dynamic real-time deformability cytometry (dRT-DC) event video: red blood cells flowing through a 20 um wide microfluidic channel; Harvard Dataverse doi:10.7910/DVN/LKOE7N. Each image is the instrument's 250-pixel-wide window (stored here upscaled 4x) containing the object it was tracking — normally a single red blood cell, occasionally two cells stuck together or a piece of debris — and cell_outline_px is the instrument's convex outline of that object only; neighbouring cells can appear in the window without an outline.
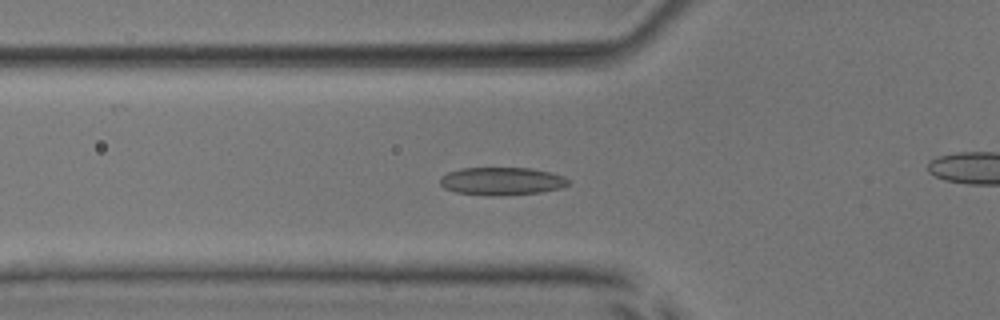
{"species": "common noctule bat (a hibernating species)", "species_latin": "Nyctalus noctula", "temperature_condition": "room temperature", "stored_images_in_passage": 42, "camera_frame_rate_fps": 3000, "um_per_image_px": 0.085, "animal": {"sex": "male", "body_mass_g": 17.9, "forearm_length_mm": 54.2}, "frame": {"image": 1, "passage_image": 8, "time_ms": 2.333, "image_size_px": [1000, 320], "cell_outline_px": [[568, 184], [560, 188], [540, 192], [504, 196], [488, 196], [456, 192], [444, 188], [440, 184], [440, 176], [448, 172], [464, 168], [532, 168], [564, 176], [568, 180]], "centroid_in_image_um": [42.61, 15.41], "position_along_channel_um": 83.2, "area_um2": 20.87}}
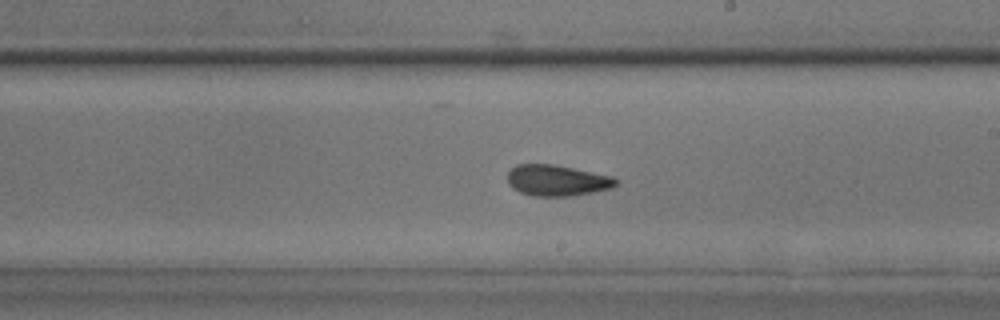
{"frame": {"image": 2, "passage_image": 20, "time_ms": 6.333, "image_size_px": [1000, 320], "cell_outline_px": [[616, 184], [612, 188], [572, 196], [532, 196], [520, 192], [512, 188], [508, 184], [508, 172], [516, 164], [552, 164], [612, 176], [616, 180]], "centroid_in_image_um": [47.3, 15.34], "position_along_channel_um": 241.7, "area_um2": 19.48}}
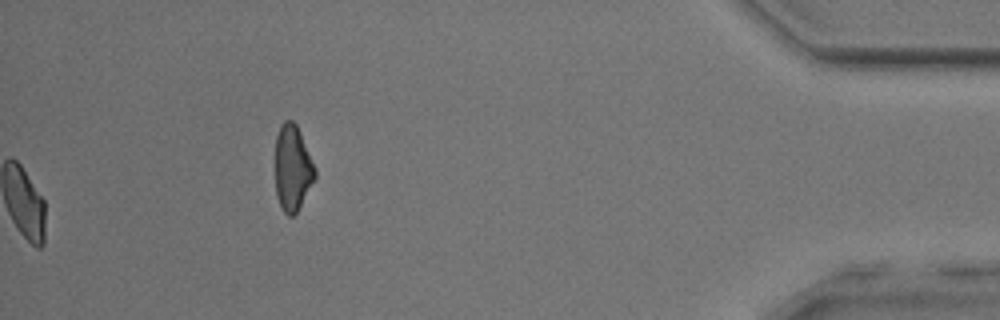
{"frame": {"image": 3, "passage_image": 42, "time_ms": 13.667, "image_size_px": [1000, 320], "cell_outline_px": [[316, 180], [296, 212], [292, 216], [288, 216], [284, 212], [276, 196], [276, 136], [280, 124], [284, 120], [292, 120], [296, 124], [300, 132], [316, 168]], "centroid_in_image_um": [24.88, 14.27], "position_along_channel_um": 410.3, "area_um2": 19.94}, "authors_computed_cell_mechanics": {"area_um2": 19.6809, "velocity_mm_per_s": 3.98, "shape_relaxation_time_tau1_ms": 3.6803, "shape_relaxation_time_tau2_ms": 1.7595, "deformation_change_tau1": 0.1118, "deformation_change_tau2": 0.0831}}